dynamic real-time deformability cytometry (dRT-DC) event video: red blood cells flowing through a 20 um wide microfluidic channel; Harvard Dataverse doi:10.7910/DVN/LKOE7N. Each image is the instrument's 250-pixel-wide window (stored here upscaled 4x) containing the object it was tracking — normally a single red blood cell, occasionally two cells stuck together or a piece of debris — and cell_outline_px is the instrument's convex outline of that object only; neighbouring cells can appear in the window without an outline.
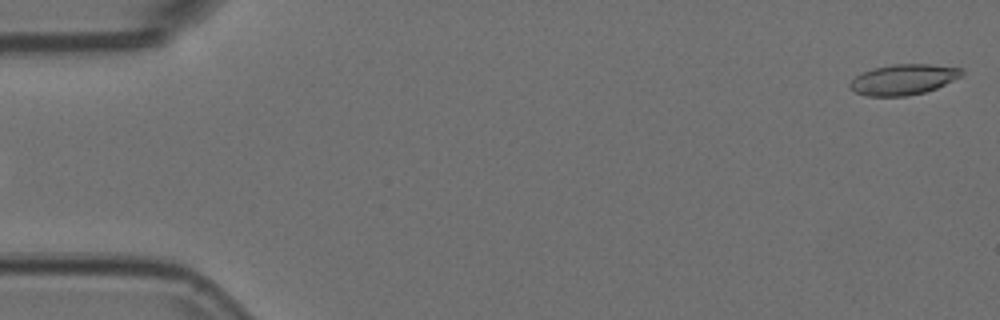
{"species": "Egyptian fruit bat (a non-hibernating species)", "species_latin": "Rousettus aegyptiacus", "temperature_condition": "room temperature", "stored_images_in_passage": 6, "segment_of_instrument_passage": [2, 2], "camera_frame_rate_fps": 3000, "um_per_image_px": 0.085, "animal": {"sex": "female"}, "frame": {"image": 1, "passage_image": 6, "time_ms": 1.667, "image_size_px": [1000, 320], "cell_outline_px": [[964, 76], [936, 88], [924, 92], [904, 96], [868, 96], [856, 92], [848, 84], [856, 76], [872, 68], [892, 64], [928, 64], [960, 68], [964, 72]], "centroid_in_image_um": [76.82, 6.75], "position_along_channel_um": 8.2, "area_um2": 19.77}}